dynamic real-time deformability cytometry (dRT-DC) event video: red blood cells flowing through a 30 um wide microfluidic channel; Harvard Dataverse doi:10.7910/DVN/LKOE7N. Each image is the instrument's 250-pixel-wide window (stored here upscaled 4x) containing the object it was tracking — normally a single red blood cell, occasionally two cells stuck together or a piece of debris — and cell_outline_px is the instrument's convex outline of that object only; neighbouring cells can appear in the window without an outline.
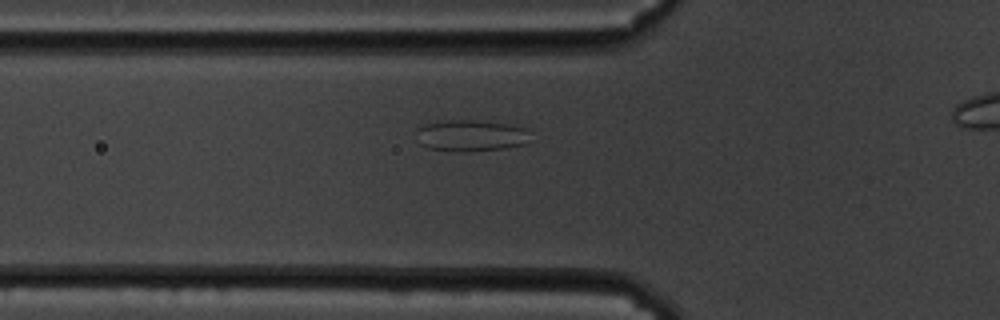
{"species": "common noctule bat (a hibernating species)", "species_latin": "Nyctalus noctula", "temperature_condition": "cold", "stored_images_in_passage": 33, "camera_frame_rate_fps": 3000, "um_per_image_px": 0.085, "animal": {"sex": "male", "body_mass_g": 19.5, "forearm_length_mm": 54.6}, "frame": {"image": 1, "passage_image": 2, "time_ms": 0.333, "image_size_px": [1000, 320], "cell_outline_px": [[528, 144], [508, 148], [428, 148], [420, 144], [416, 128], [424, 124], [448, 120], [472, 120], [508, 124], [528, 128]], "centroid_in_image_um": [40.07, 11.46], "position_along_channel_um": 85.7, "area_um2": 19.83}}
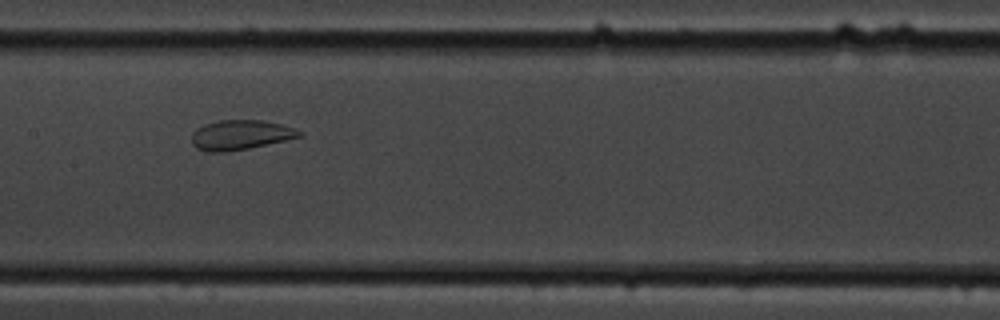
{"frame": {"image": 2, "passage_image": 11, "time_ms": 3.333, "image_size_px": [1000, 320], "cell_outline_px": [[304, 136], [248, 148], [224, 152], [208, 152], [196, 148], [192, 144], [192, 132], [196, 128], [204, 124], [220, 120], [260, 120], [280, 124], [304, 132]], "centroid_in_image_um": [20.42, 11.47], "position_along_channel_um": 187.0, "area_um2": 18.61}}
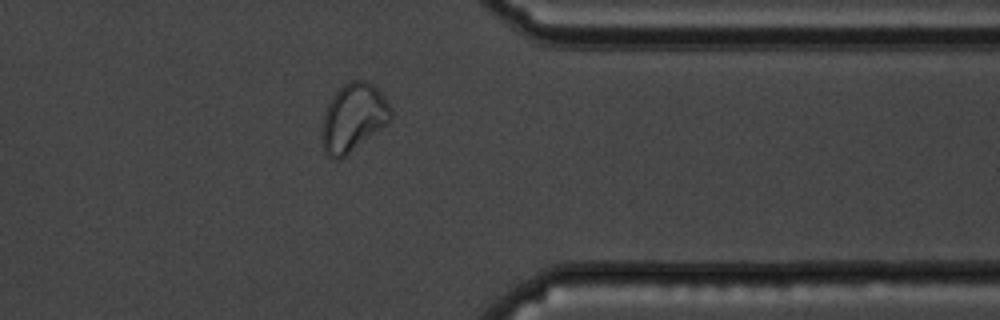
{"frame": {"image": 3, "passage_image": 29, "time_ms": 9.333, "image_size_px": [1000, 320], "cell_outline_px": [[392, 116], [388, 124], [344, 156], [336, 160], [332, 160], [324, 152], [324, 112], [332, 96], [344, 84], [352, 80], [364, 80], [376, 84], [384, 96], [392, 112]], "centroid_in_image_um": [30.08, 9.96], "position_along_channel_um": 381.3, "area_um2": 26.93}}